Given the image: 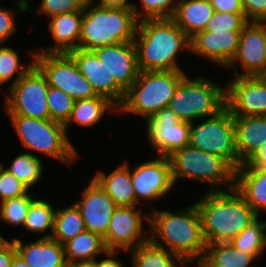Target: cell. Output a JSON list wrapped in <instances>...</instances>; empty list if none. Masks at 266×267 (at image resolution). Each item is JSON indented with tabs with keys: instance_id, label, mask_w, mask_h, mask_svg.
<instances>
[{
	"instance_id": "277c9868",
	"label": "cell",
	"mask_w": 266,
	"mask_h": 267,
	"mask_svg": "<svg viewBox=\"0 0 266 267\" xmlns=\"http://www.w3.org/2000/svg\"><path fill=\"white\" fill-rule=\"evenodd\" d=\"M138 24L133 9L103 7L88 1L83 9L79 48L93 51L107 45L134 41Z\"/></svg>"
},
{
	"instance_id": "ac0fdd59",
	"label": "cell",
	"mask_w": 266,
	"mask_h": 267,
	"mask_svg": "<svg viewBox=\"0 0 266 267\" xmlns=\"http://www.w3.org/2000/svg\"><path fill=\"white\" fill-rule=\"evenodd\" d=\"M67 54L74 60L97 95L106 97L118 107L121 105L126 92L115 82L113 76H110L108 69L93 51L77 48Z\"/></svg>"
},
{
	"instance_id": "44dd1931",
	"label": "cell",
	"mask_w": 266,
	"mask_h": 267,
	"mask_svg": "<svg viewBox=\"0 0 266 267\" xmlns=\"http://www.w3.org/2000/svg\"><path fill=\"white\" fill-rule=\"evenodd\" d=\"M83 10L62 13L50 18L49 31L56 44L43 53H68L79 48Z\"/></svg>"
},
{
	"instance_id": "7bdbcfd3",
	"label": "cell",
	"mask_w": 266,
	"mask_h": 267,
	"mask_svg": "<svg viewBox=\"0 0 266 267\" xmlns=\"http://www.w3.org/2000/svg\"><path fill=\"white\" fill-rule=\"evenodd\" d=\"M12 11L13 10L0 7V44H3L4 41L15 35V32H17V26L14 19L15 15Z\"/></svg>"
},
{
	"instance_id": "d590c367",
	"label": "cell",
	"mask_w": 266,
	"mask_h": 267,
	"mask_svg": "<svg viewBox=\"0 0 266 267\" xmlns=\"http://www.w3.org/2000/svg\"><path fill=\"white\" fill-rule=\"evenodd\" d=\"M33 199L27 192L22 196L0 202V218L7 224L23 226Z\"/></svg>"
},
{
	"instance_id": "d4e9b609",
	"label": "cell",
	"mask_w": 266,
	"mask_h": 267,
	"mask_svg": "<svg viewBox=\"0 0 266 267\" xmlns=\"http://www.w3.org/2000/svg\"><path fill=\"white\" fill-rule=\"evenodd\" d=\"M235 189L258 216L261 211H266V170L238 168L235 173Z\"/></svg>"
},
{
	"instance_id": "484cf974",
	"label": "cell",
	"mask_w": 266,
	"mask_h": 267,
	"mask_svg": "<svg viewBox=\"0 0 266 267\" xmlns=\"http://www.w3.org/2000/svg\"><path fill=\"white\" fill-rule=\"evenodd\" d=\"M214 8L209 0H178L172 19L190 37L206 29Z\"/></svg>"
},
{
	"instance_id": "6da1fadb",
	"label": "cell",
	"mask_w": 266,
	"mask_h": 267,
	"mask_svg": "<svg viewBox=\"0 0 266 267\" xmlns=\"http://www.w3.org/2000/svg\"><path fill=\"white\" fill-rule=\"evenodd\" d=\"M149 216L147 230L153 244L159 247L165 244V249L180 257L186 264L194 260L199 263L203 259L207 244L196 203L176 213L154 209Z\"/></svg>"
},
{
	"instance_id": "ba28073f",
	"label": "cell",
	"mask_w": 266,
	"mask_h": 267,
	"mask_svg": "<svg viewBox=\"0 0 266 267\" xmlns=\"http://www.w3.org/2000/svg\"><path fill=\"white\" fill-rule=\"evenodd\" d=\"M225 106V88L206 77L192 80L187 75L179 82L168 105L181 121L190 123L214 116Z\"/></svg>"
},
{
	"instance_id": "74e56055",
	"label": "cell",
	"mask_w": 266,
	"mask_h": 267,
	"mask_svg": "<svg viewBox=\"0 0 266 267\" xmlns=\"http://www.w3.org/2000/svg\"><path fill=\"white\" fill-rule=\"evenodd\" d=\"M143 9L134 6L133 11L136 18L144 19L172 18L176 10V0H140ZM178 1V0H177ZM176 2V3H174Z\"/></svg>"
},
{
	"instance_id": "83f0119b",
	"label": "cell",
	"mask_w": 266,
	"mask_h": 267,
	"mask_svg": "<svg viewBox=\"0 0 266 267\" xmlns=\"http://www.w3.org/2000/svg\"><path fill=\"white\" fill-rule=\"evenodd\" d=\"M106 110H118V106L106 97L99 95L94 98L75 100L70 118L64 124L67 136L68 127H70L71 123L74 122L83 127H91L104 117Z\"/></svg>"
},
{
	"instance_id": "e575fe53",
	"label": "cell",
	"mask_w": 266,
	"mask_h": 267,
	"mask_svg": "<svg viewBox=\"0 0 266 267\" xmlns=\"http://www.w3.org/2000/svg\"><path fill=\"white\" fill-rule=\"evenodd\" d=\"M33 56L32 63L26 67L20 62L17 51L9 46H1L0 44V85L8 82L17 74L16 79L9 85L15 84L22 78L34 65V55L36 52H31Z\"/></svg>"
},
{
	"instance_id": "8d00e7d4",
	"label": "cell",
	"mask_w": 266,
	"mask_h": 267,
	"mask_svg": "<svg viewBox=\"0 0 266 267\" xmlns=\"http://www.w3.org/2000/svg\"><path fill=\"white\" fill-rule=\"evenodd\" d=\"M75 100L64 91L49 86L47 103L50 119L65 124L70 118Z\"/></svg>"
},
{
	"instance_id": "681fc988",
	"label": "cell",
	"mask_w": 266,
	"mask_h": 267,
	"mask_svg": "<svg viewBox=\"0 0 266 267\" xmlns=\"http://www.w3.org/2000/svg\"><path fill=\"white\" fill-rule=\"evenodd\" d=\"M68 265L70 267H95V260L77 261Z\"/></svg>"
},
{
	"instance_id": "7402d4cb",
	"label": "cell",
	"mask_w": 266,
	"mask_h": 267,
	"mask_svg": "<svg viewBox=\"0 0 266 267\" xmlns=\"http://www.w3.org/2000/svg\"><path fill=\"white\" fill-rule=\"evenodd\" d=\"M20 255L30 267H65L67 265L64 246L53 238L41 237L37 241L23 244L13 238Z\"/></svg>"
},
{
	"instance_id": "3957f363",
	"label": "cell",
	"mask_w": 266,
	"mask_h": 267,
	"mask_svg": "<svg viewBox=\"0 0 266 267\" xmlns=\"http://www.w3.org/2000/svg\"><path fill=\"white\" fill-rule=\"evenodd\" d=\"M229 192L209 190L195 202L206 244L230 242L259 217L235 188Z\"/></svg>"
},
{
	"instance_id": "603a6c76",
	"label": "cell",
	"mask_w": 266,
	"mask_h": 267,
	"mask_svg": "<svg viewBox=\"0 0 266 267\" xmlns=\"http://www.w3.org/2000/svg\"><path fill=\"white\" fill-rule=\"evenodd\" d=\"M237 150L245 162L266 143V116H234Z\"/></svg>"
},
{
	"instance_id": "ee69618b",
	"label": "cell",
	"mask_w": 266,
	"mask_h": 267,
	"mask_svg": "<svg viewBox=\"0 0 266 267\" xmlns=\"http://www.w3.org/2000/svg\"><path fill=\"white\" fill-rule=\"evenodd\" d=\"M17 254L14 240L10 242L0 235V267H11Z\"/></svg>"
},
{
	"instance_id": "7a4b0ae2",
	"label": "cell",
	"mask_w": 266,
	"mask_h": 267,
	"mask_svg": "<svg viewBox=\"0 0 266 267\" xmlns=\"http://www.w3.org/2000/svg\"><path fill=\"white\" fill-rule=\"evenodd\" d=\"M134 43L139 71L182 70L179 50L190 51V37L172 18L139 21Z\"/></svg>"
},
{
	"instance_id": "c3c4849f",
	"label": "cell",
	"mask_w": 266,
	"mask_h": 267,
	"mask_svg": "<svg viewBox=\"0 0 266 267\" xmlns=\"http://www.w3.org/2000/svg\"><path fill=\"white\" fill-rule=\"evenodd\" d=\"M98 4L103 7H116L125 9H133L135 6L134 3H129V0H99Z\"/></svg>"
},
{
	"instance_id": "cb8c5ba5",
	"label": "cell",
	"mask_w": 266,
	"mask_h": 267,
	"mask_svg": "<svg viewBox=\"0 0 266 267\" xmlns=\"http://www.w3.org/2000/svg\"><path fill=\"white\" fill-rule=\"evenodd\" d=\"M93 178L100 184L117 206H137L132 185L131 168L126 161L108 175L97 172Z\"/></svg>"
},
{
	"instance_id": "7dc6e473",
	"label": "cell",
	"mask_w": 266,
	"mask_h": 267,
	"mask_svg": "<svg viewBox=\"0 0 266 267\" xmlns=\"http://www.w3.org/2000/svg\"><path fill=\"white\" fill-rule=\"evenodd\" d=\"M116 254H117L116 252L108 251L106 255L109 258H105L101 261L100 260L98 261L95 259V267H123L122 262L118 261L116 258H113V256Z\"/></svg>"
},
{
	"instance_id": "816d5d0a",
	"label": "cell",
	"mask_w": 266,
	"mask_h": 267,
	"mask_svg": "<svg viewBox=\"0 0 266 267\" xmlns=\"http://www.w3.org/2000/svg\"><path fill=\"white\" fill-rule=\"evenodd\" d=\"M262 77L266 80V71H265V73L262 75Z\"/></svg>"
},
{
	"instance_id": "e0dca14e",
	"label": "cell",
	"mask_w": 266,
	"mask_h": 267,
	"mask_svg": "<svg viewBox=\"0 0 266 267\" xmlns=\"http://www.w3.org/2000/svg\"><path fill=\"white\" fill-rule=\"evenodd\" d=\"M82 196L75 205L81 212L86 230L104 238L117 205L94 178L90 180Z\"/></svg>"
},
{
	"instance_id": "1f68e13d",
	"label": "cell",
	"mask_w": 266,
	"mask_h": 267,
	"mask_svg": "<svg viewBox=\"0 0 266 267\" xmlns=\"http://www.w3.org/2000/svg\"><path fill=\"white\" fill-rule=\"evenodd\" d=\"M230 244L236 249L253 256L255 259L259 258L266 247V221L258 217L239 235L233 238Z\"/></svg>"
},
{
	"instance_id": "8992f818",
	"label": "cell",
	"mask_w": 266,
	"mask_h": 267,
	"mask_svg": "<svg viewBox=\"0 0 266 267\" xmlns=\"http://www.w3.org/2000/svg\"><path fill=\"white\" fill-rule=\"evenodd\" d=\"M174 184L177 179L197 180L211 185V191L235 188L236 170L220 156L207 153L190 144L168 156ZM221 186V189L218 187Z\"/></svg>"
},
{
	"instance_id": "9a60e30c",
	"label": "cell",
	"mask_w": 266,
	"mask_h": 267,
	"mask_svg": "<svg viewBox=\"0 0 266 267\" xmlns=\"http://www.w3.org/2000/svg\"><path fill=\"white\" fill-rule=\"evenodd\" d=\"M236 64L243 69L235 76H262L266 71V22L249 21L240 33L237 52L227 66L233 68Z\"/></svg>"
},
{
	"instance_id": "9c48e42d",
	"label": "cell",
	"mask_w": 266,
	"mask_h": 267,
	"mask_svg": "<svg viewBox=\"0 0 266 267\" xmlns=\"http://www.w3.org/2000/svg\"><path fill=\"white\" fill-rule=\"evenodd\" d=\"M203 120L198 125L191 123L189 144L220 156L237 170L244 162L237 150L234 116L225 106L216 115Z\"/></svg>"
},
{
	"instance_id": "4dcf8cb0",
	"label": "cell",
	"mask_w": 266,
	"mask_h": 267,
	"mask_svg": "<svg viewBox=\"0 0 266 267\" xmlns=\"http://www.w3.org/2000/svg\"><path fill=\"white\" fill-rule=\"evenodd\" d=\"M85 230L81 212L75 203L64 209L56 210L51 238L63 245Z\"/></svg>"
},
{
	"instance_id": "4fadbf2b",
	"label": "cell",
	"mask_w": 266,
	"mask_h": 267,
	"mask_svg": "<svg viewBox=\"0 0 266 267\" xmlns=\"http://www.w3.org/2000/svg\"><path fill=\"white\" fill-rule=\"evenodd\" d=\"M146 121L149 142L159 156L168 157L189 144L191 123L181 121L169 107H164Z\"/></svg>"
},
{
	"instance_id": "60d3db41",
	"label": "cell",
	"mask_w": 266,
	"mask_h": 267,
	"mask_svg": "<svg viewBox=\"0 0 266 267\" xmlns=\"http://www.w3.org/2000/svg\"><path fill=\"white\" fill-rule=\"evenodd\" d=\"M87 2V0H41L38 11L51 18L62 13L83 10Z\"/></svg>"
},
{
	"instance_id": "f1b7e54d",
	"label": "cell",
	"mask_w": 266,
	"mask_h": 267,
	"mask_svg": "<svg viewBox=\"0 0 266 267\" xmlns=\"http://www.w3.org/2000/svg\"><path fill=\"white\" fill-rule=\"evenodd\" d=\"M67 264L95 260L100 253L106 254L103 238L89 230H85L63 244Z\"/></svg>"
},
{
	"instance_id": "ffe728a7",
	"label": "cell",
	"mask_w": 266,
	"mask_h": 267,
	"mask_svg": "<svg viewBox=\"0 0 266 267\" xmlns=\"http://www.w3.org/2000/svg\"><path fill=\"white\" fill-rule=\"evenodd\" d=\"M241 31H200L190 38L192 53L227 67L235 56Z\"/></svg>"
},
{
	"instance_id": "f6af8a7d",
	"label": "cell",
	"mask_w": 266,
	"mask_h": 267,
	"mask_svg": "<svg viewBox=\"0 0 266 267\" xmlns=\"http://www.w3.org/2000/svg\"><path fill=\"white\" fill-rule=\"evenodd\" d=\"M239 168H259L266 170V143L260 146Z\"/></svg>"
},
{
	"instance_id": "7c38bea8",
	"label": "cell",
	"mask_w": 266,
	"mask_h": 267,
	"mask_svg": "<svg viewBox=\"0 0 266 267\" xmlns=\"http://www.w3.org/2000/svg\"><path fill=\"white\" fill-rule=\"evenodd\" d=\"M142 218L149 224V214L143 216L136 206H117L103 238L107 251L119 253L123 249L128 252L147 243L150 237L143 236Z\"/></svg>"
},
{
	"instance_id": "2e32d148",
	"label": "cell",
	"mask_w": 266,
	"mask_h": 267,
	"mask_svg": "<svg viewBox=\"0 0 266 267\" xmlns=\"http://www.w3.org/2000/svg\"><path fill=\"white\" fill-rule=\"evenodd\" d=\"M132 185L136 201H154L171 191L174 182L168 157L159 156L131 168Z\"/></svg>"
},
{
	"instance_id": "b9f144b4",
	"label": "cell",
	"mask_w": 266,
	"mask_h": 267,
	"mask_svg": "<svg viewBox=\"0 0 266 267\" xmlns=\"http://www.w3.org/2000/svg\"><path fill=\"white\" fill-rule=\"evenodd\" d=\"M248 21L266 22V0H240Z\"/></svg>"
},
{
	"instance_id": "8fae6325",
	"label": "cell",
	"mask_w": 266,
	"mask_h": 267,
	"mask_svg": "<svg viewBox=\"0 0 266 267\" xmlns=\"http://www.w3.org/2000/svg\"><path fill=\"white\" fill-rule=\"evenodd\" d=\"M34 64L45 75L49 86L64 91L74 100L98 96L67 53L39 51L34 55Z\"/></svg>"
},
{
	"instance_id": "4316f807",
	"label": "cell",
	"mask_w": 266,
	"mask_h": 267,
	"mask_svg": "<svg viewBox=\"0 0 266 267\" xmlns=\"http://www.w3.org/2000/svg\"><path fill=\"white\" fill-rule=\"evenodd\" d=\"M254 260L253 256L236 249L230 242H219L206 245L204 257L197 266L248 267Z\"/></svg>"
},
{
	"instance_id": "f907efd6",
	"label": "cell",
	"mask_w": 266,
	"mask_h": 267,
	"mask_svg": "<svg viewBox=\"0 0 266 267\" xmlns=\"http://www.w3.org/2000/svg\"><path fill=\"white\" fill-rule=\"evenodd\" d=\"M11 267H30V266L25 262V260L20 255L17 254L14 257Z\"/></svg>"
},
{
	"instance_id": "ab89813d",
	"label": "cell",
	"mask_w": 266,
	"mask_h": 267,
	"mask_svg": "<svg viewBox=\"0 0 266 267\" xmlns=\"http://www.w3.org/2000/svg\"><path fill=\"white\" fill-rule=\"evenodd\" d=\"M27 192H29V188L4 169V164L0 162V201L19 197Z\"/></svg>"
},
{
	"instance_id": "30bf717a",
	"label": "cell",
	"mask_w": 266,
	"mask_h": 267,
	"mask_svg": "<svg viewBox=\"0 0 266 267\" xmlns=\"http://www.w3.org/2000/svg\"><path fill=\"white\" fill-rule=\"evenodd\" d=\"M48 82L34 64L15 84L9 86L5 100L7 115H22L29 118L50 119L47 103Z\"/></svg>"
},
{
	"instance_id": "5bb4252c",
	"label": "cell",
	"mask_w": 266,
	"mask_h": 267,
	"mask_svg": "<svg viewBox=\"0 0 266 267\" xmlns=\"http://www.w3.org/2000/svg\"><path fill=\"white\" fill-rule=\"evenodd\" d=\"M225 103L233 116H266V80L234 76L225 86Z\"/></svg>"
},
{
	"instance_id": "f546056e",
	"label": "cell",
	"mask_w": 266,
	"mask_h": 267,
	"mask_svg": "<svg viewBox=\"0 0 266 267\" xmlns=\"http://www.w3.org/2000/svg\"><path fill=\"white\" fill-rule=\"evenodd\" d=\"M132 267H186L187 264L165 247H159L150 240L130 251Z\"/></svg>"
},
{
	"instance_id": "836d02e7",
	"label": "cell",
	"mask_w": 266,
	"mask_h": 267,
	"mask_svg": "<svg viewBox=\"0 0 266 267\" xmlns=\"http://www.w3.org/2000/svg\"><path fill=\"white\" fill-rule=\"evenodd\" d=\"M4 169L30 189L42 178L43 162L35 154L26 152L15 157L11 165Z\"/></svg>"
},
{
	"instance_id": "52a82bcc",
	"label": "cell",
	"mask_w": 266,
	"mask_h": 267,
	"mask_svg": "<svg viewBox=\"0 0 266 267\" xmlns=\"http://www.w3.org/2000/svg\"><path fill=\"white\" fill-rule=\"evenodd\" d=\"M8 116L21 145L27 150L32 149L67 165L77 158L78 152L69 140L64 124L51 119Z\"/></svg>"
},
{
	"instance_id": "d6a6232c",
	"label": "cell",
	"mask_w": 266,
	"mask_h": 267,
	"mask_svg": "<svg viewBox=\"0 0 266 267\" xmlns=\"http://www.w3.org/2000/svg\"><path fill=\"white\" fill-rule=\"evenodd\" d=\"M55 209L48 201L33 199L29 207L23 227L27 231L34 233L46 232L50 229L51 233L44 235L43 238H51L54 227Z\"/></svg>"
},
{
	"instance_id": "5b68a950",
	"label": "cell",
	"mask_w": 266,
	"mask_h": 267,
	"mask_svg": "<svg viewBox=\"0 0 266 267\" xmlns=\"http://www.w3.org/2000/svg\"><path fill=\"white\" fill-rule=\"evenodd\" d=\"M186 76L183 70L140 71L138 78L126 91L119 111L143 116L145 120L164 107Z\"/></svg>"
},
{
	"instance_id": "d6986e66",
	"label": "cell",
	"mask_w": 266,
	"mask_h": 267,
	"mask_svg": "<svg viewBox=\"0 0 266 267\" xmlns=\"http://www.w3.org/2000/svg\"><path fill=\"white\" fill-rule=\"evenodd\" d=\"M108 69L110 76L126 92L139 75L137 50L134 41L123 42L93 50Z\"/></svg>"
},
{
	"instance_id": "f35d334b",
	"label": "cell",
	"mask_w": 266,
	"mask_h": 267,
	"mask_svg": "<svg viewBox=\"0 0 266 267\" xmlns=\"http://www.w3.org/2000/svg\"><path fill=\"white\" fill-rule=\"evenodd\" d=\"M248 22L244 13L214 11L205 30L209 32L226 30L241 31Z\"/></svg>"
},
{
	"instance_id": "bcb514c9",
	"label": "cell",
	"mask_w": 266,
	"mask_h": 267,
	"mask_svg": "<svg viewBox=\"0 0 266 267\" xmlns=\"http://www.w3.org/2000/svg\"><path fill=\"white\" fill-rule=\"evenodd\" d=\"M214 11L244 13L240 0H209Z\"/></svg>"
}]
</instances>
